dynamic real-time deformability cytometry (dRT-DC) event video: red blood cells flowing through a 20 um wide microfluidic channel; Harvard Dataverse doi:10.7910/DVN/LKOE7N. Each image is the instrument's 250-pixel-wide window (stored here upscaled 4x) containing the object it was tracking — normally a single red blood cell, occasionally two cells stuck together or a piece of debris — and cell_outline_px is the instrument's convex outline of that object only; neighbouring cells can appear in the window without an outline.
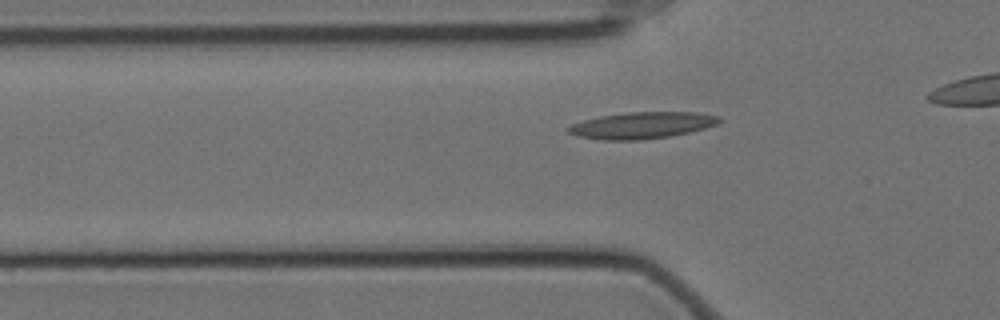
{"species": "Egyptian fruit bat (a non-hibernating species)", "species_latin": "Rousettus aegyptiacus", "temperature_condition": "cold", "stored_images_in_passage": 39, "camera_frame_rate_fps": 3000, "um_per_image_px": 0.085, "animal": {"sex": "female"}, "frame": {"image": 1, "passage_image": 11, "time_ms": 3.333, "image_size_px": [1000, 320], "cell_outline_px": [[724, 120], [716, 124], [704, 128], [672, 136], [640, 140], [600, 140], [576, 136], [568, 132], [564, 128], [572, 124], [584, 120], [600, 116], [628, 112], [696, 112], [720, 116]], "centroid_in_image_um": [54.55, 10.65], "position_along_channel_um": 71.3, "area_um2": 23.52}}
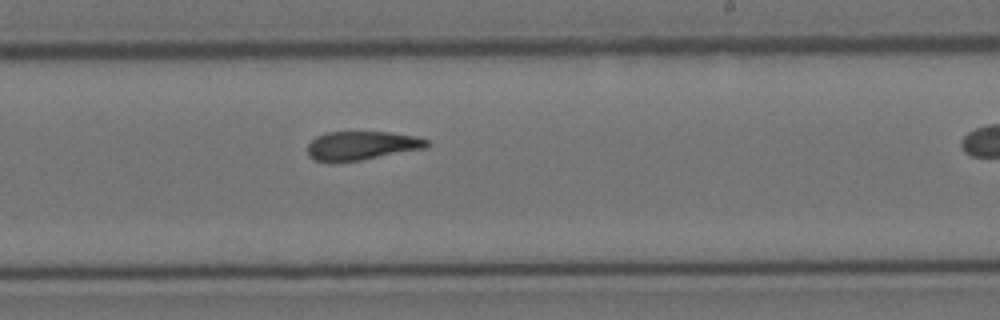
{"frame": {"image": 2, "passage_image": 27, "time_ms": 8.667, "image_size_px": [1000, 320], "cell_outline_px": [[428, 144], [424, 148], [360, 160], [332, 164], [316, 160], [308, 156], [308, 144], [316, 136], [328, 132], [388, 132], [416, 136], [428, 140]], "centroid_in_image_um": [30.67, 12.39], "position_along_channel_um": 258.3, "area_um2": 20.06}}
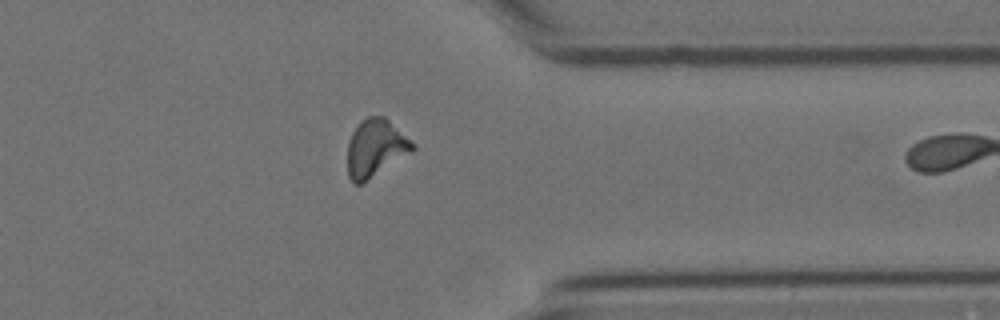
{"frame": {"image": 3, "passage_image": 38, "time_ms": 12.333, "image_size_px": [1000, 320], "cell_outline_px": [[416, 148], [412, 152], [360, 184], [356, 184], [348, 176], [348, 144], [352, 132], [360, 120], [368, 116], [384, 116], [416, 144]], "centroid_in_image_um": [31.93, 12.55], "position_along_channel_um": 379.5, "area_um2": 21.62}}